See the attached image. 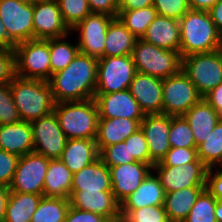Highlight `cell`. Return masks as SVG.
<instances>
[{"label":"cell","instance_id":"obj_1","mask_svg":"<svg viewBox=\"0 0 222 222\" xmlns=\"http://www.w3.org/2000/svg\"><path fill=\"white\" fill-rule=\"evenodd\" d=\"M98 59L78 52L63 70L52 74L51 86L55 103L94 99Z\"/></svg>","mask_w":222,"mask_h":222},{"label":"cell","instance_id":"obj_2","mask_svg":"<svg viewBox=\"0 0 222 222\" xmlns=\"http://www.w3.org/2000/svg\"><path fill=\"white\" fill-rule=\"evenodd\" d=\"M179 24L181 58L220 49L221 35L208 11L190 9L179 20Z\"/></svg>","mask_w":222,"mask_h":222},{"label":"cell","instance_id":"obj_3","mask_svg":"<svg viewBox=\"0 0 222 222\" xmlns=\"http://www.w3.org/2000/svg\"><path fill=\"white\" fill-rule=\"evenodd\" d=\"M10 87L22 121L31 122L54 111L56 103L47 81L15 76Z\"/></svg>","mask_w":222,"mask_h":222},{"label":"cell","instance_id":"obj_4","mask_svg":"<svg viewBox=\"0 0 222 222\" xmlns=\"http://www.w3.org/2000/svg\"><path fill=\"white\" fill-rule=\"evenodd\" d=\"M53 112L67 139H96L99 114L94 99L59 102Z\"/></svg>","mask_w":222,"mask_h":222},{"label":"cell","instance_id":"obj_5","mask_svg":"<svg viewBox=\"0 0 222 222\" xmlns=\"http://www.w3.org/2000/svg\"><path fill=\"white\" fill-rule=\"evenodd\" d=\"M132 59L137 72L162 80L177 74L182 67V58L178 51L159 48L141 38L136 40Z\"/></svg>","mask_w":222,"mask_h":222},{"label":"cell","instance_id":"obj_6","mask_svg":"<svg viewBox=\"0 0 222 222\" xmlns=\"http://www.w3.org/2000/svg\"><path fill=\"white\" fill-rule=\"evenodd\" d=\"M15 76L49 81L51 64L49 39H33L15 45Z\"/></svg>","mask_w":222,"mask_h":222},{"label":"cell","instance_id":"obj_7","mask_svg":"<svg viewBox=\"0 0 222 222\" xmlns=\"http://www.w3.org/2000/svg\"><path fill=\"white\" fill-rule=\"evenodd\" d=\"M181 69L204 97L222 83V53L215 50L182 57Z\"/></svg>","mask_w":222,"mask_h":222},{"label":"cell","instance_id":"obj_8","mask_svg":"<svg viewBox=\"0 0 222 222\" xmlns=\"http://www.w3.org/2000/svg\"><path fill=\"white\" fill-rule=\"evenodd\" d=\"M136 73L132 55L99 58L95 94L128 89Z\"/></svg>","mask_w":222,"mask_h":222},{"label":"cell","instance_id":"obj_9","mask_svg":"<svg viewBox=\"0 0 222 222\" xmlns=\"http://www.w3.org/2000/svg\"><path fill=\"white\" fill-rule=\"evenodd\" d=\"M162 90V114L170 116H183L203 98L182 69L163 79Z\"/></svg>","mask_w":222,"mask_h":222},{"label":"cell","instance_id":"obj_10","mask_svg":"<svg viewBox=\"0 0 222 222\" xmlns=\"http://www.w3.org/2000/svg\"><path fill=\"white\" fill-rule=\"evenodd\" d=\"M0 19L15 44L34 39L33 1L0 0Z\"/></svg>","mask_w":222,"mask_h":222},{"label":"cell","instance_id":"obj_11","mask_svg":"<svg viewBox=\"0 0 222 222\" xmlns=\"http://www.w3.org/2000/svg\"><path fill=\"white\" fill-rule=\"evenodd\" d=\"M49 158L32 152L19 158L10 192L43 195L44 180L49 166Z\"/></svg>","mask_w":222,"mask_h":222},{"label":"cell","instance_id":"obj_12","mask_svg":"<svg viewBox=\"0 0 222 222\" xmlns=\"http://www.w3.org/2000/svg\"><path fill=\"white\" fill-rule=\"evenodd\" d=\"M34 152L49 159H59L65 148L67 137L61 129L54 112L30 122Z\"/></svg>","mask_w":222,"mask_h":222},{"label":"cell","instance_id":"obj_13","mask_svg":"<svg viewBox=\"0 0 222 222\" xmlns=\"http://www.w3.org/2000/svg\"><path fill=\"white\" fill-rule=\"evenodd\" d=\"M113 16L102 13H90L79 22L72 31L79 33V52L94 58H102L105 49L107 29Z\"/></svg>","mask_w":222,"mask_h":222},{"label":"cell","instance_id":"obj_14","mask_svg":"<svg viewBox=\"0 0 222 222\" xmlns=\"http://www.w3.org/2000/svg\"><path fill=\"white\" fill-rule=\"evenodd\" d=\"M165 193L189 187H206L208 168L203 162L183 166H153Z\"/></svg>","mask_w":222,"mask_h":222},{"label":"cell","instance_id":"obj_15","mask_svg":"<svg viewBox=\"0 0 222 222\" xmlns=\"http://www.w3.org/2000/svg\"><path fill=\"white\" fill-rule=\"evenodd\" d=\"M34 39L59 38L71 33L56 0L33 1Z\"/></svg>","mask_w":222,"mask_h":222},{"label":"cell","instance_id":"obj_16","mask_svg":"<svg viewBox=\"0 0 222 222\" xmlns=\"http://www.w3.org/2000/svg\"><path fill=\"white\" fill-rule=\"evenodd\" d=\"M140 128L143 131L150 153V165L159 163L171 149L169 131L171 116L165 114L145 115Z\"/></svg>","mask_w":222,"mask_h":222},{"label":"cell","instance_id":"obj_17","mask_svg":"<svg viewBox=\"0 0 222 222\" xmlns=\"http://www.w3.org/2000/svg\"><path fill=\"white\" fill-rule=\"evenodd\" d=\"M108 168L111 175L112 192L119 203L132 194L153 171L152 165L138 161L108 166Z\"/></svg>","mask_w":222,"mask_h":222},{"label":"cell","instance_id":"obj_18","mask_svg":"<svg viewBox=\"0 0 222 222\" xmlns=\"http://www.w3.org/2000/svg\"><path fill=\"white\" fill-rule=\"evenodd\" d=\"M99 118L144 119L139 104L129 89L108 94H95Z\"/></svg>","mask_w":222,"mask_h":222},{"label":"cell","instance_id":"obj_19","mask_svg":"<svg viewBox=\"0 0 222 222\" xmlns=\"http://www.w3.org/2000/svg\"><path fill=\"white\" fill-rule=\"evenodd\" d=\"M163 80L152 75L137 72L129 91L145 115L162 114Z\"/></svg>","mask_w":222,"mask_h":222},{"label":"cell","instance_id":"obj_20","mask_svg":"<svg viewBox=\"0 0 222 222\" xmlns=\"http://www.w3.org/2000/svg\"><path fill=\"white\" fill-rule=\"evenodd\" d=\"M70 206L109 218L120 215V203L112 191L71 190Z\"/></svg>","mask_w":222,"mask_h":222},{"label":"cell","instance_id":"obj_21","mask_svg":"<svg viewBox=\"0 0 222 222\" xmlns=\"http://www.w3.org/2000/svg\"><path fill=\"white\" fill-rule=\"evenodd\" d=\"M143 119L99 118L96 145L98 151L102 148L123 142L140 129Z\"/></svg>","mask_w":222,"mask_h":222},{"label":"cell","instance_id":"obj_22","mask_svg":"<svg viewBox=\"0 0 222 222\" xmlns=\"http://www.w3.org/2000/svg\"><path fill=\"white\" fill-rule=\"evenodd\" d=\"M0 149L19 157L34 152L31 123L0 125Z\"/></svg>","mask_w":222,"mask_h":222},{"label":"cell","instance_id":"obj_23","mask_svg":"<svg viewBox=\"0 0 222 222\" xmlns=\"http://www.w3.org/2000/svg\"><path fill=\"white\" fill-rule=\"evenodd\" d=\"M142 40L166 50H180L179 20L157 15L150 23Z\"/></svg>","mask_w":222,"mask_h":222},{"label":"cell","instance_id":"obj_24","mask_svg":"<svg viewBox=\"0 0 222 222\" xmlns=\"http://www.w3.org/2000/svg\"><path fill=\"white\" fill-rule=\"evenodd\" d=\"M165 192L159 178L152 172L140 186L120 203V211H133L142 207L164 205Z\"/></svg>","mask_w":222,"mask_h":222},{"label":"cell","instance_id":"obj_25","mask_svg":"<svg viewBox=\"0 0 222 222\" xmlns=\"http://www.w3.org/2000/svg\"><path fill=\"white\" fill-rule=\"evenodd\" d=\"M71 190L112 191L110 170L100 158L73 173Z\"/></svg>","mask_w":222,"mask_h":222},{"label":"cell","instance_id":"obj_26","mask_svg":"<svg viewBox=\"0 0 222 222\" xmlns=\"http://www.w3.org/2000/svg\"><path fill=\"white\" fill-rule=\"evenodd\" d=\"M183 117L189 123L196 146L206 140L221 118L217 111L204 98L194 104Z\"/></svg>","mask_w":222,"mask_h":222},{"label":"cell","instance_id":"obj_27","mask_svg":"<svg viewBox=\"0 0 222 222\" xmlns=\"http://www.w3.org/2000/svg\"><path fill=\"white\" fill-rule=\"evenodd\" d=\"M99 158L95 139H67L59 158L72 172H78Z\"/></svg>","mask_w":222,"mask_h":222},{"label":"cell","instance_id":"obj_28","mask_svg":"<svg viewBox=\"0 0 222 222\" xmlns=\"http://www.w3.org/2000/svg\"><path fill=\"white\" fill-rule=\"evenodd\" d=\"M73 173L60 159H50L46 172L43 196L69 199Z\"/></svg>","mask_w":222,"mask_h":222},{"label":"cell","instance_id":"obj_29","mask_svg":"<svg viewBox=\"0 0 222 222\" xmlns=\"http://www.w3.org/2000/svg\"><path fill=\"white\" fill-rule=\"evenodd\" d=\"M206 187H189L165 193L164 209L169 222H183Z\"/></svg>","mask_w":222,"mask_h":222},{"label":"cell","instance_id":"obj_30","mask_svg":"<svg viewBox=\"0 0 222 222\" xmlns=\"http://www.w3.org/2000/svg\"><path fill=\"white\" fill-rule=\"evenodd\" d=\"M137 39L118 17H114L107 29L103 57L132 55Z\"/></svg>","mask_w":222,"mask_h":222},{"label":"cell","instance_id":"obj_31","mask_svg":"<svg viewBox=\"0 0 222 222\" xmlns=\"http://www.w3.org/2000/svg\"><path fill=\"white\" fill-rule=\"evenodd\" d=\"M43 195L10 192L3 222H31Z\"/></svg>","mask_w":222,"mask_h":222},{"label":"cell","instance_id":"obj_32","mask_svg":"<svg viewBox=\"0 0 222 222\" xmlns=\"http://www.w3.org/2000/svg\"><path fill=\"white\" fill-rule=\"evenodd\" d=\"M197 156L209 169L222 163V117L216 123L211 134L197 146Z\"/></svg>","mask_w":222,"mask_h":222},{"label":"cell","instance_id":"obj_33","mask_svg":"<svg viewBox=\"0 0 222 222\" xmlns=\"http://www.w3.org/2000/svg\"><path fill=\"white\" fill-rule=\"evenodd\" d=\"M69 208V199L43 196L31 222H65Z\"/></svg>","mask_w":222,"mask_h":222},{"label":"cell","instance_id":"obj_34","mask_svg":"<svg viewBox=\"0 0 222 222\" xmlns=\"http://www.w3.org/2000/svg\"><path fill=\"white\" fill-rule=\"evenodd\" d=\"M68 36L49 38L51 76L65 69L79 52L77 44L72 45L65 40Z\"/></svg>","mask_w":222,"mask_h":222},{"label":"cell","instance_id":"obj_35","mask_svg":"<svg viewBox=\"0 0 222 222\" xmlns=\"http://www.w3.org/2000/svg\"><path fill=\"white\" fill-rule=\"evenodd\" d=\"M153 5L136 10L118 11V18L137 38H142L150 23L156 18Z\"/></svg>","mask_w":222,"mask_h":222},{"label":"cell","instance_id":"obj_36","mask_svg":"<svg viewBox=\"0 0 222 222\" xmlns=\"http://www.w3.org/2000/svg\"><path fill=\"white\" fill-rule=\"evenodd\" d=\"M216 202L217 199L205 189L183 222H217L215 218Z\"/></svg>","mask_w":222,"mask_h":222},{"label":"cell","instance_id":"obj_37","mask_svg":"<svg viewBox=\"0 0 222 222\" xmlns=\"http://www.w3.org/2000/svg\"><path fill=\"white\" fill-rule=\"evenodd\" d=\"M64 23L71 30L92 13L88 0H56Z\"/></svg>","mask_w":222,"mask_h":222},{"label":"cell","instance_id":"obj_38","mask_svg":"<svg viewBox=\"0 0 222 222\" xmlns=\"http://www.w3.org/2000/svg\"><path fill=\"white\" fill-rule=\"evenodd\" d=\"M169 143L171 148L197 147L189 123L183 116H171Z\"/></svg>","mask_w":222,"mask_h":222},{"label":"cell","instance_id":"obj_39","mask_svg":"<svg viewBox=\"0 0 222 222\" xmlns=\"http://www.w3.org/2000/svg\"><path fill=\"white\" fill-rule=\"evenodd\" d=\"M99 158L107 166L137 162L133 156H130L129 141L119 142L102 148L99 151Z\"/></svg>","mask_w":222,"mask_h":222},{"label":"cell","instance_id":"obj_40","mask_svg":"<svg viewBox=\"0 0 222 222\" xmlns=\"http://www.w3.org/2000/svg\"><path fill=\"white\" fill-rule=\"evenodd\" d=\"M22 121L19 111L13 101L9 84L0 85V125L14 124Z\"/></svg>","mask_w":222,"mask_h":222},{"label":"cell","instance_id":"obj_41","mask_svg":"<svg viewBox=\"0 0 222 222\" xmlns=\"http://www.w3.org/2000/svg\"><path fill=\"white\" fill-rule=\"evenodd\" d=\"M129 222H169L163 205H153L134 209L133 211H120Z\"/></svg>","mask_w":222,"mask_h":222},{"label":"cell","instance_id":"obj_42","mask_svg":"<svg viewBox=\"0 0 222 222\" xmlns=\"http://www.w3.org/2000/svg\"><path fill=\"white\" fill-rule=\"evenodd\" d=\"M191 162H202L197 156V147L171 148L164 158L153 166H183Z\"/></svg>","mask_w":222,"mask_h":222},{"label":"cell","instance_id":"obj_43","mask_svg":"<svg viewBox=\"0 0 222 222\" xmlns=\"http://www.w3.org/2000/svg\"><path fill=\"white\" fill-rule=\"evenodd\" d=\"M153 6L158 15L177 20L190 10L188 0H154Z\"/></svg>","mask_w":222,"mask_h":222},{"label":"cell","instance_id":"obj_44","mask_svg":"<svg viewBox=\"0 0 222 222\" xmlns=\"http://www.w3.org/2000/svg\"><path fill=\"white\" fill-rule=\"evenodd\" d=\"M124 141H129L130 156L136 161L150 165V153L143 131L138 129Z\"/></svg>","mask_w":222,"mask_h":222},{"label":"cell","instance_id":"obj_45","mask_svg":"<svg viewBox=\"0 0 222 222\" xmlns=\"http://www.w3.org/2000/svg\"><path fill=\"white\" fill-rule=\"evenodd\" d=\"M19 156L0 149V184L9 187L12 183Z\"/></svg>","mask_w":222,"mask_h":222},{"label":"cell","instance_id":"obj_46","mask_svg":"<svg viewBox=\"0 0 222 222\" xmlns=\"http://www.w3.org/2000/svg\"><path fill=\"white\" fill-rule=\"evenodd\" d=\"M15 77L14 49H0V85L9 84Z\"/></svg>","mask_w":222,"mask_h":222},{"label":"cell","instance_id":"obj_47","mask_svg":"<svg viewBox=\"0 0 222 222\" xmlns=\"http://www.w3.org/2000/svg\"><path fill=\"white\" fill-rule=\"evenodd\" d=\"M107 218L90 212V211H85L81 209H76L72 206H70L65 222H106Z\"/></svg>","mask_w":222,"mask_h":222},{"label":"cell","instance_id":"obj_48","mask_svg":"<svg viewBox=\"0 0 222 222\" xmlns=\"http://www.w3.org/2000/svg\"><path fill=\"white\" fill-rule=\"evenodd\" d=\"M213 174V168H209L206 174V190L217 200H222V169L218 167Z\"/></svg>","mask_w":222,"mask_h":222},{"label":"cell","instance_id":"obj_49","mask_svg":"<svg viewBox=\"0 0 222 222\" xmlns=\"http://www.w3.org/2000/svg\"><path fill=\"white\" fill-rule=\"evenodd\" d=\"M92 13H102L113 17L118 16L119 0H88Z\"/></svg>","mask_w":222,"mask_h":222},{"label":"cell","instance_id":"obj_50","mask_svg":"<svg viewBox=\"0 0 222 222\" xmlns=\"http://www.w3.org/2000/svg\"><path fill=\"white\" fill-rule=\"evenodd\" d=\"M222 117V83L203 97Z\"/></svg>","mask_w":222,"mask_h":222},{"label":"cell","instance_id":"obj_51","mask_svg":"<svg viewBox=\"0 0 222 222\" xmlns=\"http://www.w3.org/2000/svg\"><path fill=\"white\" fill-rule=\"evenodd\" d=\"M154 0H119L118 11L142 9L153 5Z\"/></svg>","mask_w":222,"mask_h":222},{"label":"cell","instance_id":"obj_52","mask_svg":"<svg viewBox=\"0 0 222 222\" xmlns=\"http://www.w3.org/2000/svg\"><path fill=\"white\" fill-rule=\"evenodd\" d=\"M208 12L218 33L222 35V0H219Z\"/></svg>","mask_w":222,"mask_h":222},{"label":"cell","instance_id":"obj_53","mask_svg":"<svg viewBox=\"0 0 222 222\" xmlns=\"http://www.w3.org/2000/svg\"><path fill=\"white\" fill-rule=\"evenodd\" d=\"M219 0H188L190 9L208 11Z\"/></svg>","mask_w":222,"mask_h":222},{"label":"cell","instance_id":"obj_54","mask_svg":"<svg viewBox=\"0 0 222 222\" xmlns=\"http://www.w3.org/2000/svg\"><path fill=\"white\" fill-rule=\"evenodd\" d=\"M10 194L9 187L0 184V222L4 221L6 204Z\"/></svg>","mask_w":222,"mask_h":222},{"label":"cell","instance_id":"obj_55","mask_svg":"<svg viewBox=\"0 0 222 222\" xmlns=\"http://www.w3.org/2000/svg\"><path fill=\"white\" fill-rule=\"evenodd\" d=\"M15 45L8 37L7 30L0 19V49H14Z\"/></svg>","mask_w":222,"mask_h":222},{"label":"cell","instance_id":"obj_56","mask_svg":"<svg viewBox=\"0 0 222 222\" xmlns=\"http://www.w3.org/2000/svg\"><path fill=\"white\" fill-rule=\"evenodd\" d=\"M215 218L217 222H222V200H217L216 202Z\"/></svg>","mask_w":222,"mask_h":222},{"label":"cell","instance_id":"obj_57","mask_svg":"<svg viewBox=\"0 0 222 222\" xmlns=\"http://www.w3.org/2000/svg\"><path fill=\"white\" fill-rule=\"evenodd\" d=\"M106 222H129V220L120 214L117 217L107 219Z\"/></svg>","mask_w":222,"mask_h":222},{"label":"cell","instance_id":"obj_58","mask_svg":"<svg viewBox=\"0 0 222 222\" xmlns=\"http://www.w3.org/2000/svg\"><path fill=\"white\" fill-rule=\"evenodd\" d=\"M220 51H221V53H222V35H221V37H220V49H219Z\"/></svg>","mask_w":222,"mask_h":222}]
</instances>
